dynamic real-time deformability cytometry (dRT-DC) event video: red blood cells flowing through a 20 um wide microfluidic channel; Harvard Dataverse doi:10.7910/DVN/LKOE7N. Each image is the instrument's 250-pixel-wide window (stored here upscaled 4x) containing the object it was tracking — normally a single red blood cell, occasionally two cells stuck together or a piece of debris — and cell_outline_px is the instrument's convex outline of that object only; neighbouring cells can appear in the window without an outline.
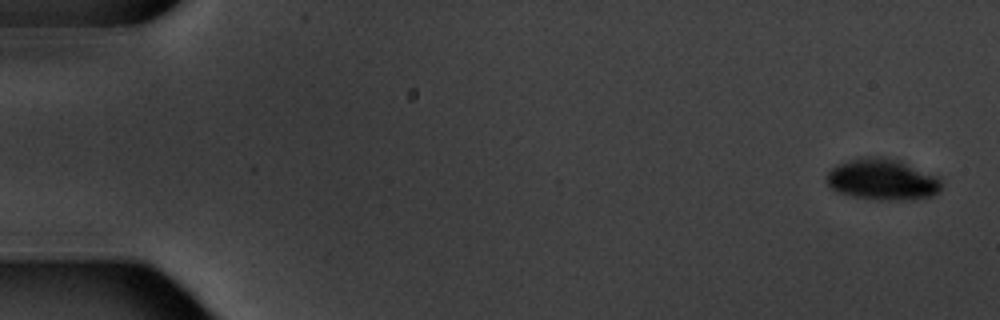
{"species": "common noctule bat (a hibernating species)", "species_latin": "Nyctalus noctula", "temperature_condition": "warm", "stored_images_in_passage": 8, "camera_frame_rate_fps": 3000, "um_per_image_px": 0.085, "animal": {"sex": "male", "body_mass_g": 20.1, "forearm_length_mm": 53.5}, "frame": {"image": 1, "passage_image": 1, "time_ms": 0.0, "image_size_px": [1000, 320], "cell_outline_px": [[940, 188], [932, 196], [916, 200], [876, 200], [852, 196], [836, 192], [828, 184], [824, 176], [836, 164], [848, 160], [872, 156], [880, 156], [900, 160], [936, 176], [940, 180]], "centroid_in_image_um": [74.96, 15.26], "position_along_channel_um": 10.0, "area_um2": 27.74}}
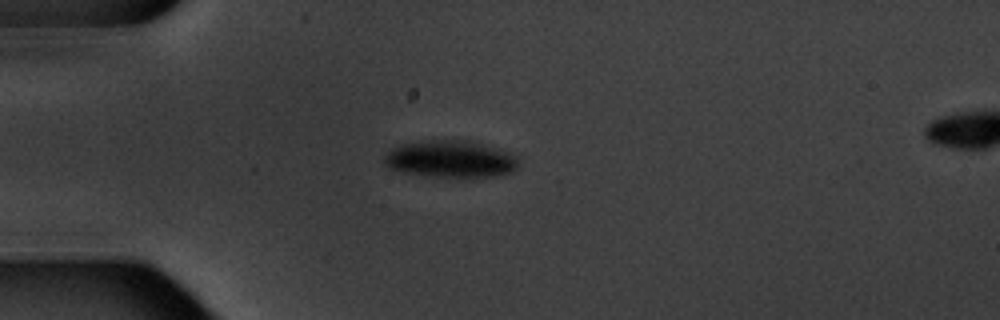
{"frame": {"image": 2, "passage_image": 5, "time_ms": 4.667, "image_size_px": [1000, 320], "cell_outline_px": [[516, 168], [508, 172], [496, 176], [428, 176], [400, 172], [388, 168], [384, 164], [384, 156], [392, 148], [400, 144], [420, 140], [468, 140], [496, 148], [508, 152], [516, 160]], "centroid_in_image_um": [38.18, 13.5], "position_along_channel_um": 46.8, "area_um2": 28.67}}